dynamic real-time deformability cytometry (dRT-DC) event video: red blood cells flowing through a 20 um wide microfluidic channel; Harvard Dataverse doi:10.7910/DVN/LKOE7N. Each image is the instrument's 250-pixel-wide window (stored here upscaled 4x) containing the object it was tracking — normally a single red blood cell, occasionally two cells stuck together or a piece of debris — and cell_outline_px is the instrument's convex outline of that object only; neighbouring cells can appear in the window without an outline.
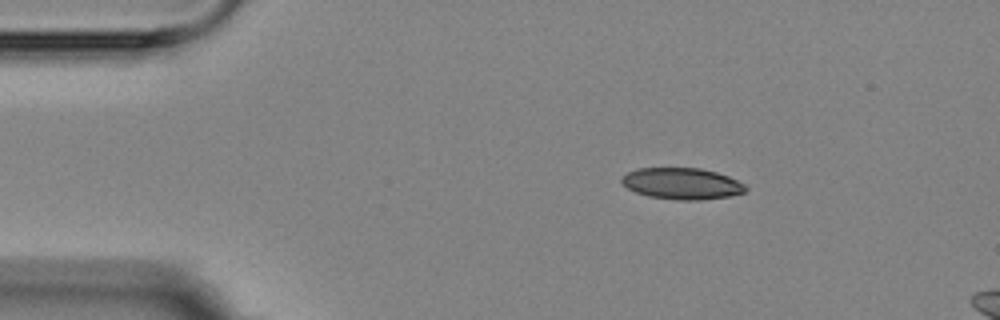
{"species": "Egyptian fruit bat (a non-hibernating species)", "species_latin": "Rousettus aegyptiacus", "temperature_condition": "room temperature", "stored_images_in_passage": 2, "camera_frame_rate_fps": 3000, "um_per_image_px": 0.085, "animal": {"sex": "female"}, "frame": {"image": 1, "passage_image": 1, "time_ms": 0.0, "image_size_px": [1000, 320], "cell_outline_px": [[748, 188], [744, 192], [728, 196], [696, 200], [680, 200], [648, 196], [636, 192], [628, 188], [620, 180], [628, 172], [636, 168], [700, 168], [716, 172], [728, 176], [744, 184]], "centroid_in_image_um": [57.96, 15.6], "position_along_channel_um": 27.0, "area_um2": 22.43}}